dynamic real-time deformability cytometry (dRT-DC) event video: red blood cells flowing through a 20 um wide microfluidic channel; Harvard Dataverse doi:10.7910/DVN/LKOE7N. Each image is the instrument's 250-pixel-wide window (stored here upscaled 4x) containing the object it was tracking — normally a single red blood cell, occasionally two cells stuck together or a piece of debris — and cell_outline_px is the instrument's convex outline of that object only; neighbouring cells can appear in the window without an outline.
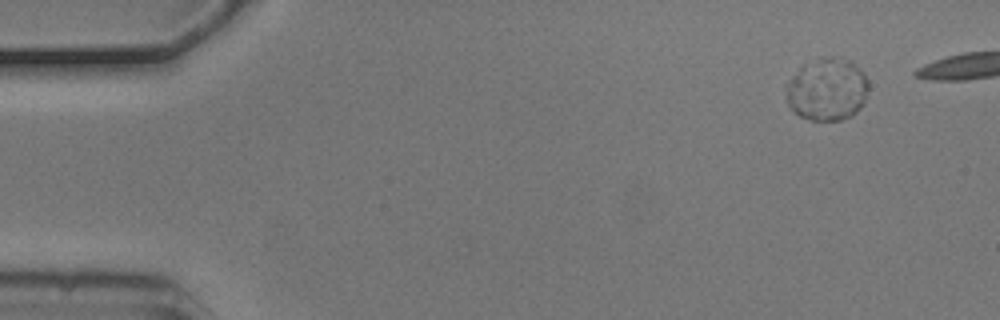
{"species": "common noctule bat (a hibernating species)", "species_latin": "Nyctalus noctula", "temperature_condition": "cold", "stored_images_in_passage": 2, "camera_frame_rate_fps": 3000, "um_per_image_px": 0.085, "animal": {"sex": "male", "body_mass_g": 20.5, "forearm_length_mm": 52.5}, "frame": {"image": 1, "passage_image": 2, "time_ms": 0.333, "image_size_px": [1000, 320], "cell_outline_px": [[868, 92], [860, 108], [852, 116], [840, 120], [812, 120], [800, 116], [788, 104], [788, 84], [800, 68], [804, 64], [816, 56], [832, 56], [852, 60], [864, 72], [868, 80]], "centroid_in_image_um": [70.37, 7.56], "position_along_channel_um": 14.6, "area_um2": 30.06}}